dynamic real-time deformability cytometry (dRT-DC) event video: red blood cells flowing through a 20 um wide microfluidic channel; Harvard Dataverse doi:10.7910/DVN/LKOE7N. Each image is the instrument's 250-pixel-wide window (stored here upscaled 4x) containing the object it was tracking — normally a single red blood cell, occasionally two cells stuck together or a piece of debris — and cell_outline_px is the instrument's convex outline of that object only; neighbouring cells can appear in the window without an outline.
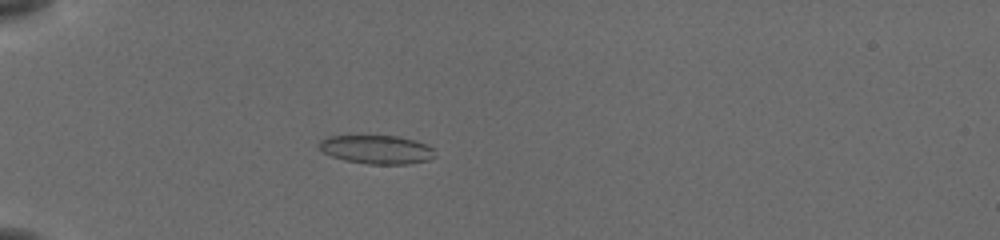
{"species": "common noctule bat (a hibernating species)", "species_latin": "Nyctalus noctula", "temperature_condition": "cold", "stored_images_in_passage": 55, "camera_frame_rate_fps": 3000, "um_per_image_px": 0.085, "animal": {"sex": "female", "body_mass_g": 19.5, "forearm_length_mm": 54.1}, "frame": {"image": 1, "passage_image": 18, "time_ms": 5.667, "image_size_px": [1000, 240], "cell_outline_px": [[436, 156], [428, 160], [408, 164], [368, 164], [344, 160], [332, 156], [324, 152], [316, 144], [320, 140], [328, 136], [396, 136], [412, 140], [424, 144], [432, 148]], "centroid_in_image_um": [31.98, 12.71], "position_along_channel_um": 53.0, "area_um2": 19.19}}
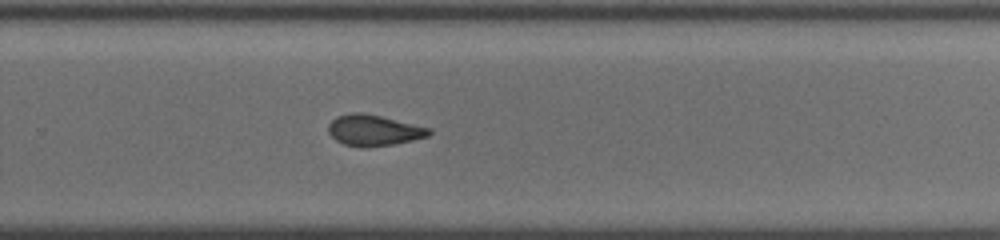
{"frame": {"image": 2, "passage_image": 39, "time_ms": 12.667, "image_size_px": [1000, 240], "cell_outline_px": [[432, 132], [428, 136], [412, 140], [392, 144], [364, 148], [344, 144], [336, 140], [328, 132], [328, 124], [336, 116], [356, 112], [380, 116], [432, 128]], "centroid_in_image_um": [31.77, 11.08], "position_along_channel_um": 298.0, "area_um2": 18.03}}
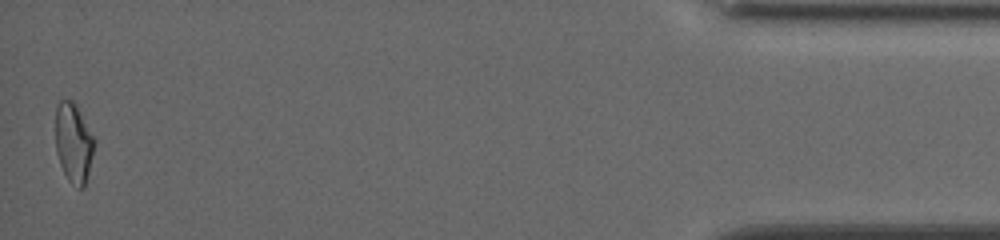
{"frame": {"image": 3, "passage_image": 55, "time_ms": 18.0, "image_size_px": [1000, 240], "cell_outline_px": [[96, 140], [84, 188], [80, 188], [72, 184], [68, 180], [60, 164], [56, 152], [56, 104], [60, 100], [72, 100]], "centroid_in_image_um": [6.24, 12.15], "position_along_channel_um": 429.0, "area_um2": 17.74}, "authors_computed_cell_mechanics": {"area_um2": 18.207, "velocity_mm_per_s": 3.8473, "shape_relaxation_time_tau1_ms": null, "shape_relaxation_time_tau2_ms": 2.1718, "deformation_change_tau1": null, "deformation_change_tau2": 0.0898}}